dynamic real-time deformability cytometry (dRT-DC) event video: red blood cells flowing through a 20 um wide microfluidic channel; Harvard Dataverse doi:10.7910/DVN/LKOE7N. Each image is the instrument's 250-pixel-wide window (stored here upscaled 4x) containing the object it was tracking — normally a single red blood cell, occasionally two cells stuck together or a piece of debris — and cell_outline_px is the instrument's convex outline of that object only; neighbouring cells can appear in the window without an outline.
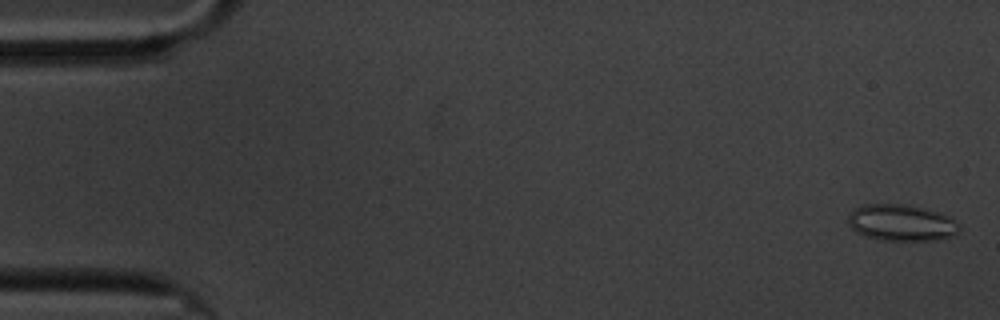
{"species": "common noctule bat (a hibernating species)", "species_latin": "Nyctalus noctula", "temperature_condition": "cold", "stored_images_in_passage": 41, "camera_frame_rate_fps": 3000, "um_per_image_px": 0.085, "animal": {"sex": "male", "body_mass_g": 20.1, "forearm_length_mm": 53.5}, "frame": {"image": 1, "passage_image": 2, "time_ms": 0.333, "image_size_px": [1000, 320], "cell_outline_px": [[960, 228], [952, 236], [936, 240], [884, 240], [864, 236], [856, 232], [848, 224], [848, 216], [856, 208], [864, 204], [904, 204], [924, 208], [940, 212], [948, 216], [960, 224]], "centroid_in_image_um": [76.62, 18.93], "position_along_channel_um": 8.4, "area_um2": 23.58}}
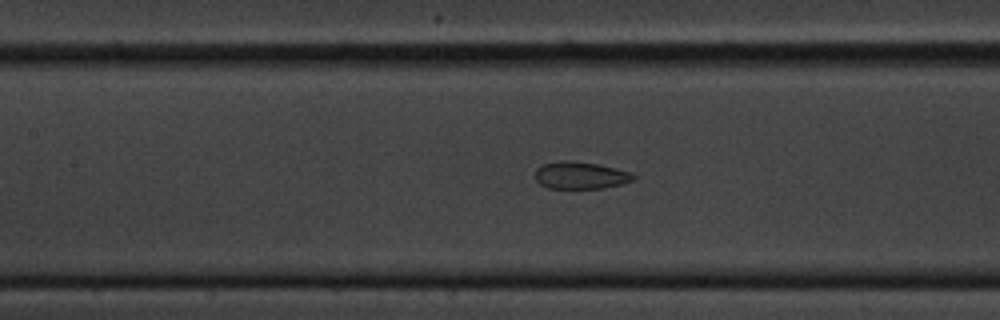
{"frame": {"image": 2, "passage_image": 27, "time_ms": 8.667, "image_size_px": [1000, 320], "cell_outline_px": [[636, 180], [604, 188], [548, 188], [540, 184], [536, 180], [536, 168], [544, 164], [560, 160], [572, 160], [600, 164], [632, 172], [636, 176]], "centroid_in_image_um": [49.38, 14.89], "position_along_channel_um": 158.0, "area_um2": 15.78}}
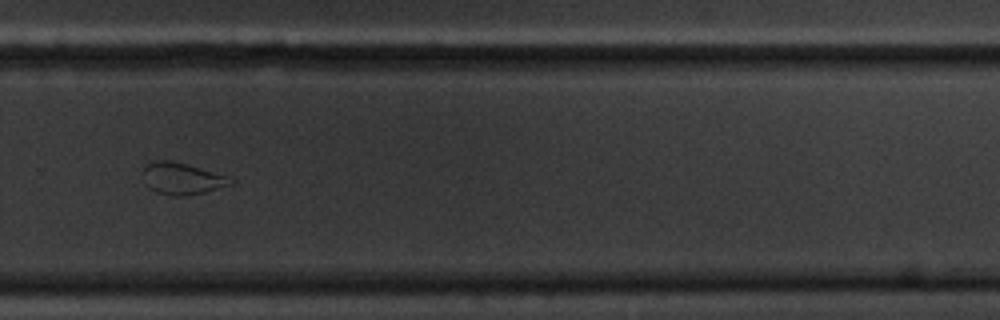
{"frame": {"image": 3, "passage_image": 41, "time_ms": 13.333, "image_size_px": [1000, 320], "cell_outline_px": [[236, 184], [204, 192], [184, 196], [176, 196], [156, 192], [148, 184], [140, 172], [144, 164], [160, 160], [168, 160], [188, 164], [236, 180]], "centroid_in_image_um": [15.47, 15.17], "position_along_channel_um": 314.3, "area_um2": 16.13}}